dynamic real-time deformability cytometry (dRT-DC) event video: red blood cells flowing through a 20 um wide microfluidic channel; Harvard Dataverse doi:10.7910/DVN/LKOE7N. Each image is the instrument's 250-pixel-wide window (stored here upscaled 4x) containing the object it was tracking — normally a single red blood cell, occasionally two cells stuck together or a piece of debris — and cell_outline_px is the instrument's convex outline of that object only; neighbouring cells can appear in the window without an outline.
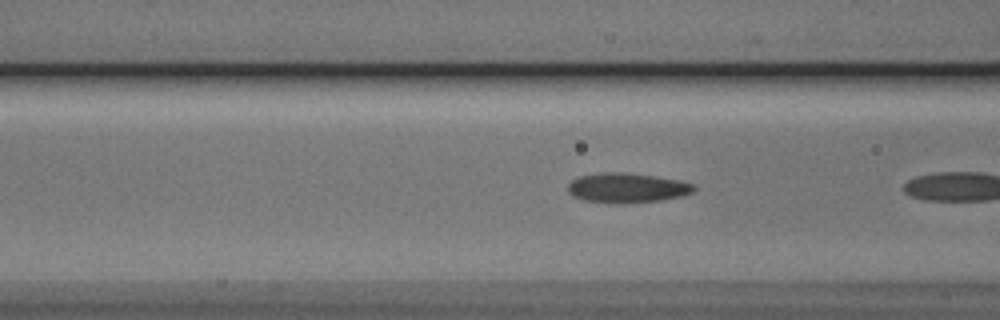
{"species": "Egyptian fruit bat (a non-hibernating species)", "species_latin": "Rousettus aegyptiacus", "temperature_condition": "cold", "stored_images_in_passage": 5, "camera_frame_rate_fps": 3000, "um_per_image_px": 0.085, "animal": {"sex": "male"}, "frame": {"image": 1, "passage_image": 4, "time_ms": 1.0, "image_size_px": [1000, 320], "cell_outline_px": [[696, 188], [692, 192], [680, 196], [660, 200], [620, 204], [612, 204], [584, 200], [572, 196], [568, 192], [568, 184], [572, 180], [580, 176], [600, 172], [620, 172], [656, 176], [680, 180], [696, 184]], "centroid_in_image_um": [53.29, 15.97], "position_along_channel_um": 113.3, "area_um2": 22.02}}